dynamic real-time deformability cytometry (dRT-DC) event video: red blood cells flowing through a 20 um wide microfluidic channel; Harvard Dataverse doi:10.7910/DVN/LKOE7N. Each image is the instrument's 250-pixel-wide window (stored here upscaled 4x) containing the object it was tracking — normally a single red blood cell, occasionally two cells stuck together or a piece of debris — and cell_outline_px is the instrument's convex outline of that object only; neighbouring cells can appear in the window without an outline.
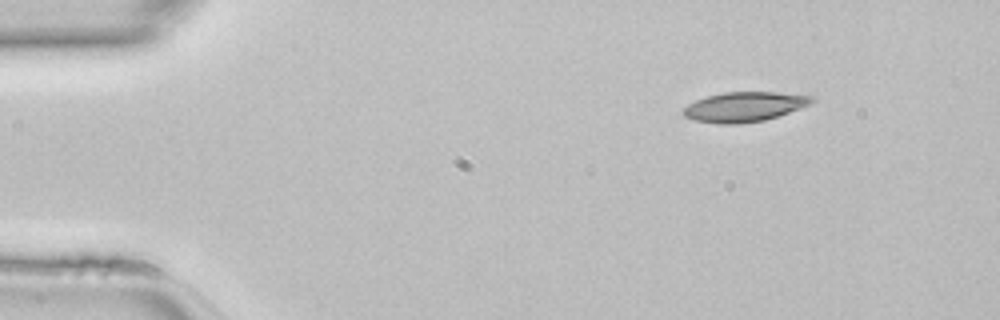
{"species": "common noctule bat (a hibernating species)", "species_latin": "Nyctalus noctula", "temperature_condition": "room temperature", "stored_images_in_passage": 42, "camera_frame_rate_fps": 3000, "um_per_image_px": 0.085, "animal": {"sex": "female", "body_mass_g": 22.7, "forearm_length_mm": 54.2}, "frame": {"image": 1, "passage_image": 1, "time_ms": 0.0, "image_size_px": [1000, 320], "cell_outline_px": [[816, 100], [800, 108], [764, 120], [736, 124], [720, 124], [692, 120], [684, 116], [680, 112], [688, 104], [696, 100], [708, 96], [724, 92], [776, 92], [816, 96]], "centroid_in_image_um": [63.24, 9.07], "position_along_channel_um": 21.8, "area_um2": 22.25}}
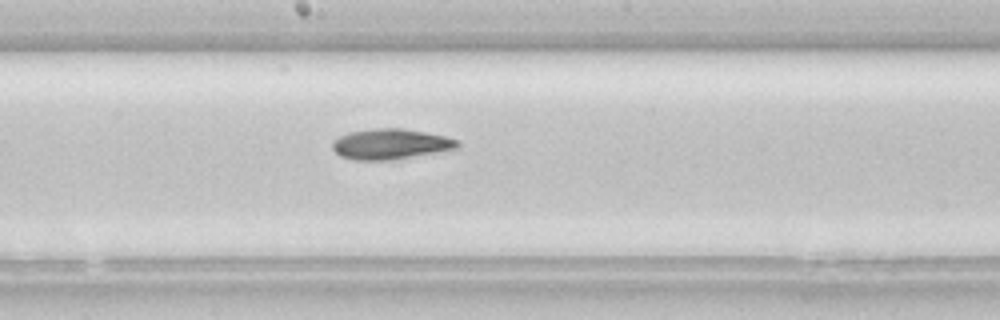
{"frame": {"image": 2, "passage_image": 20, "time_ms": 6.333, "image_size_px": [1000, 320], "cell_outline_px": [[460, 148], [396, 160], [352, 160], [340, 156], [332, 148], [332, 140], [348, 132], [376, 128], [400, 128], [424, 132], [444, 136], [460, 140]], "centroid_in_image_um": [33.21, 12.26], "position_along_channel_um": 215.0, "area_um2": 22.48}}
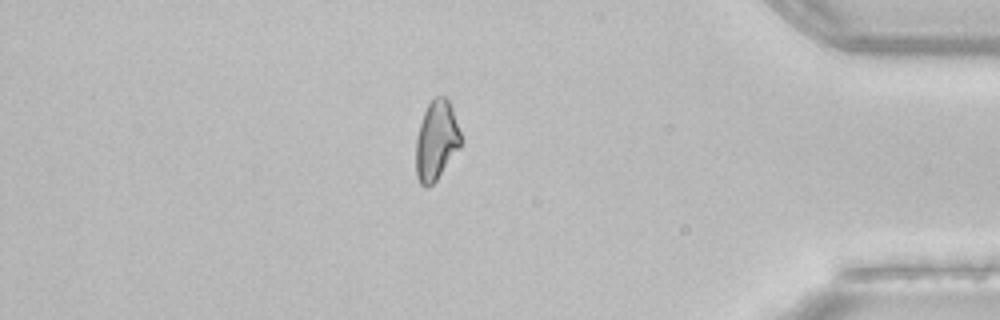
{"frame": {"image": 3, "passage_image": 35, "time_ms": 11.333, "image_size_px": [1000, 320], "cell_outline_px": [[464, 140], [460, 148], [436, 180], [428, 188], [424, 188], [420, 184], [416, 176], [416, 136], [424, 112], [428, 104], [436, 96], [444, 96], [448, 100], [452, 108]], "centroid_in_image_um": [37.1, 11.96], "position_along_channel_um": 398.1, "area_um2": 21.04}}